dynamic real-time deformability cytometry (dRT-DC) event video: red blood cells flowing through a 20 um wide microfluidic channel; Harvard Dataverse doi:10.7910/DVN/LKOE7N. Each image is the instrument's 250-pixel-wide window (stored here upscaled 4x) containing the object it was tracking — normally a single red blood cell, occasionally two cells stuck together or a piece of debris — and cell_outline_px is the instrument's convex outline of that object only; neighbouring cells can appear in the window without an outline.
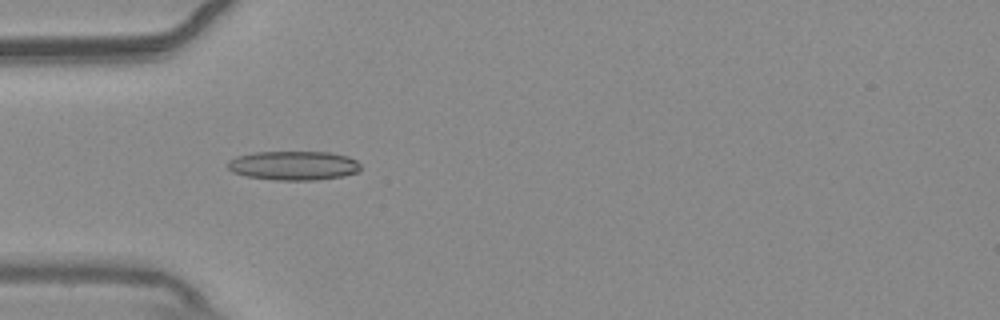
{"species": "common noctule bat (a hibernating species)", "species_latin": "Nyctalus noctula", "temperature_condition": "warm", "stored_images_in_passage": 54, "camera_frame_rate_fps": 3000, "um_per_image_px": 0.085, "animal": {"sex": "male", "body_mass_g": 20.4}, "frame": {"image": 1, "passage_image": 17, "time_ms": 5.333, "image_size_px": [1000, 320], "cell_outline_px": [[360, 172], [344, 176], [316, 180], [276, 180], [248, 176], [232, 172], [228, 168], [228, 160], [236, 156], [252, 152], [328, 152], [348, 156], [356, 160], [360, 164]], "centroid_in_image_um": [24.97, 14.07], "position_along_channel_um": 60.0, "area_um2": 22.72}}
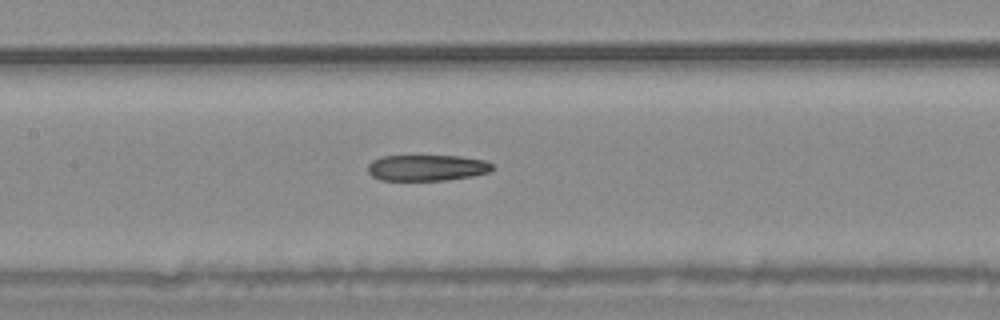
{"frame": {"image": 2, "passage_image": 26, "time_ms": 8.333, "image_size_px": [1000, 320], "cell_outline_px": [[492, 168], [488, 172], [472, 176], [448, 180], [380, 180], [372, 176], [368, 172], [368, 164], [372, 160], [380, 156], [460, 156], [484, 160], [492, 164]], "centroid_in_image_um": [36.25, 14.26], "position_along_channel_um": 171.2, "area_um2": 18.9}}
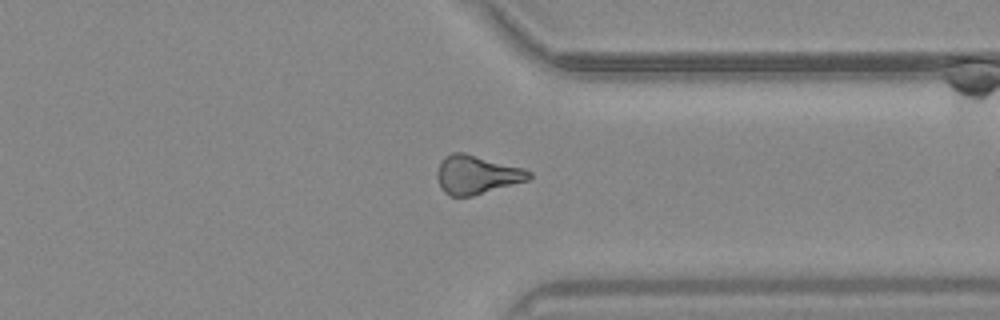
{"frame": {"image": 3, "passage_image": 42, "time_ms": 13.667, "image_size_px": [1000, 320], "cell_outline_px": [[532, 176], [528, 180], [472, 196], [448, 196], [440, 188], [436, 176], [436, 172], [440, 160], [444, 156], [452, 152], [464, 152], [524, 168], [532, 172]], "centroid_in_image_um": [40.48, 14.84], "position_along_channel_um": 370.9, "area_um2": 20.92}, "authors_computed_cell_mechanics": {"area_um2": 20.4612, "velocity_mm_per_s": 3.7695, "shape_relaxation_time_tau1_ms": null, "shape_relaxation_time_tau2_ms": 7.4975, "deformation_change_tau1": null, "deformation_change_tau2": 0.1959}}